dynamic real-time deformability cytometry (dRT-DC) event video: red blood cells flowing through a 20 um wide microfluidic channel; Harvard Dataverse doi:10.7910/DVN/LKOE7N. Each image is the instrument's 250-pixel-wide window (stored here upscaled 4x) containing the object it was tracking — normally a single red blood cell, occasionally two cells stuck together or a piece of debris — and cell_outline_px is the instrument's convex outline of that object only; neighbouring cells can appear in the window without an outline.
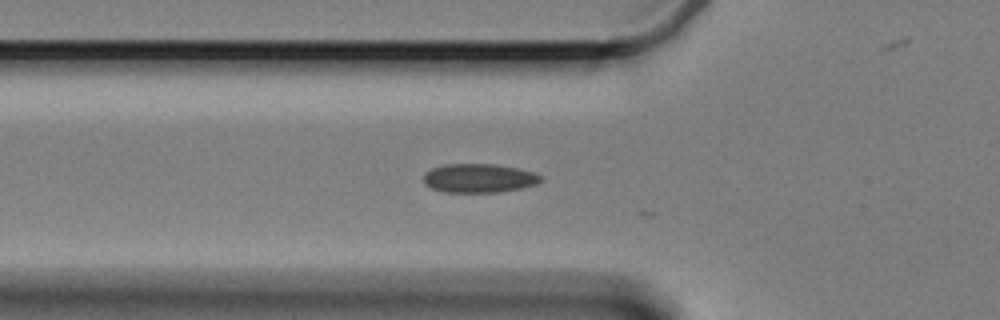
{"species": "Egyptian fruit bat (a non-hibernating species)", "species_latin": "Rousettus aegyptiacus", "temperature_condition": "cold", "stored_images_in_passage": 36, "camera_frame_rate_fps": 3000, "um_per_image_px": 0.085, "animal": {"sex": "female"}, "frame": {"image": 1, "passage_image": 5, "time_ms": 1.333, "image_size_px": [1000, 320], "cell_outline_px": [[544, 180], [536, 184], [520, 188], [500, 192], [444, 192], [432, 188], [424, 184], [424, 172], [432, 168], [444, 164], [496, 164], [536, 172], [544, 176]], "centroid_in_image_um": [40.74, 15.14], "position_along_channel_um": 85.1, "area_um2": 19.94}}
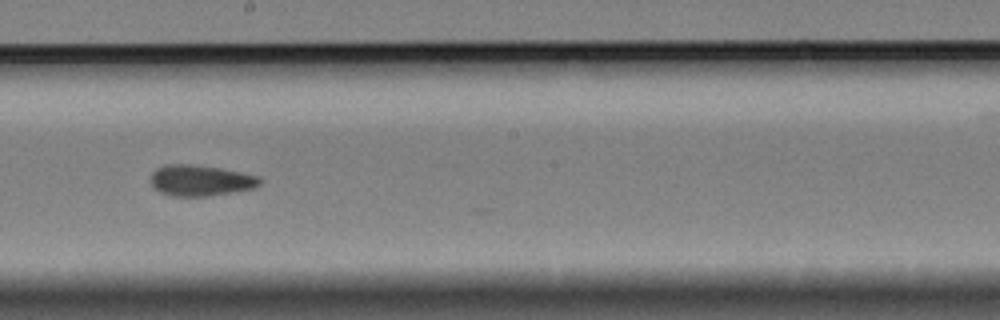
{"frame": {"image": 2, "passage_image": 18, "time_ms": 5.667, "image_size_px": [1000, 320], "cell_outline_px": [[264, 180], [260, 184], [252, 188], [232, 192], [208, 196], [172, 196], [160, 192], [152, 188], [152, 172], [156, 168], [164, 164], [192, 164], [220, 168], [260, 176]], "centroid_in_image_um": [17.04, 15.33], "position_along_channel_um": 231.2, "area_um2": 19.77}}
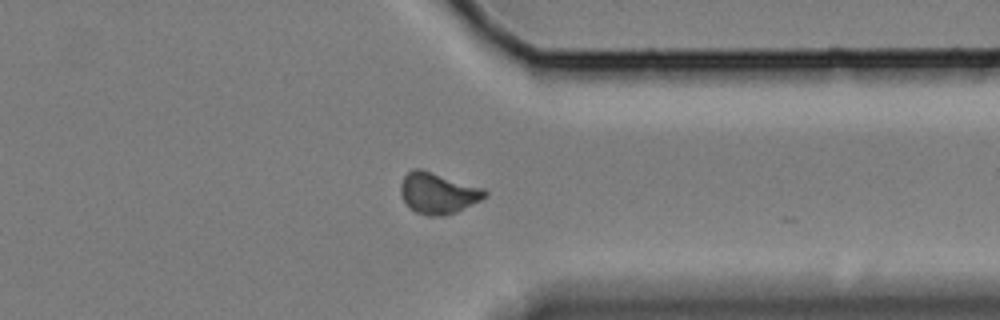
{"frame": {"image": 3, "passage_image": 31, "time_ms": 10.0, "image_size_px": [1000, 320], "cell_outline_px": [[488, 196], [456, 212], [444, 216], [428, 216], [416, 212], [404, 200], [400, 192], [400, 184], [404, 176], [412, 168], [420, 168], [484, 188], [488, 192]], "centroid_in_image_um": [37.23, 16.41], "position_along_channel_um": 374.2, "area_um2": 20.11}, "authors_computed_cell_mechanics": {"area_um2": 19.4208, "velocity_mm_per_s": 3.3469, "shape_relaxation_time_tau1_ms": null, "shape_relaxation_time_tau2_ms": 3.0376, "deformation_change_tau1": null, "deformation_change_tau2": 0.0462}}